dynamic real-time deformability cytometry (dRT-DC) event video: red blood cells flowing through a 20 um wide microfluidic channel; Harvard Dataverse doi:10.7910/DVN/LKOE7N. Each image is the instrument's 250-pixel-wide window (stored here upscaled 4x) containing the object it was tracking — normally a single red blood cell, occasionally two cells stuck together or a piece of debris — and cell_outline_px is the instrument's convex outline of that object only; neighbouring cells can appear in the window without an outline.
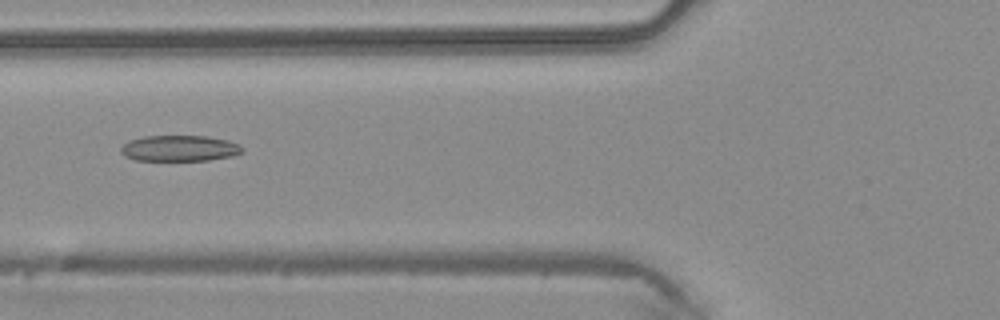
{"species": "common noctule bat (a hibernating species)", "species_latin": "Nyctalus noctula", "temperature_condition": "warm", "stored_images_in_passage": 30, "camera_frame_rate_fps": 3000, "um_per_image_px": 0.085, "animal": {"sex": "male", "body_mass_g": 20.4}, "frame": {"image": 1, "passage_image": 4, "time_ms": 1.0, "image_size_px": [1000, 320], "cell_outline_px": [[244, 152], [232, 156], [208, 160], [136, 160], [124, 156], [120, 152], [120, 148], [128, 140], [144, 136], [208, 136], [228, 140], [240, 144], [244, 148]], "centroid_in_image_um": [15.28, 12.6], "position_along_channel_um": 110.5, "area_um2": 18.5}}
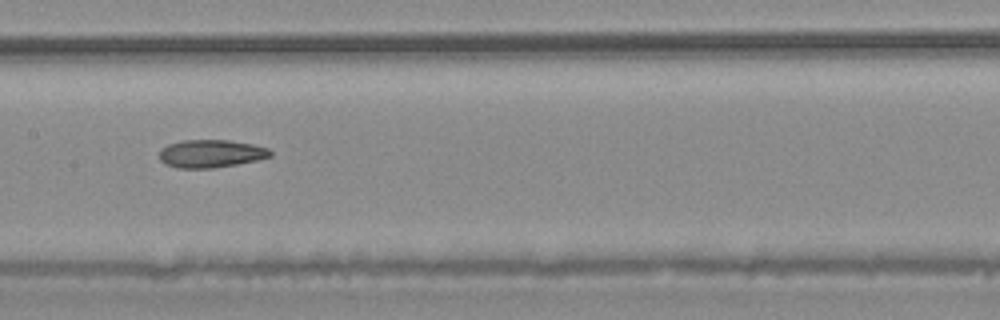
{"frame": {"image": 2, "passage_image": 9, "time_ms": 2.667, "image_size_px": [1000, 320], "cell_outline_px": [[272, 156], [256, 160], [236, 164], [212, 168], [176, 168], [164, 164], [160, 160], [160, 148], [168, 144], [180, 140], [228, 140], [252, 144], [268, 148], [272, 152]], "centroid_in_image_um": [17.89, 13.05], "position_along_channel_um": 189.5, "area_um2": 18.09}}
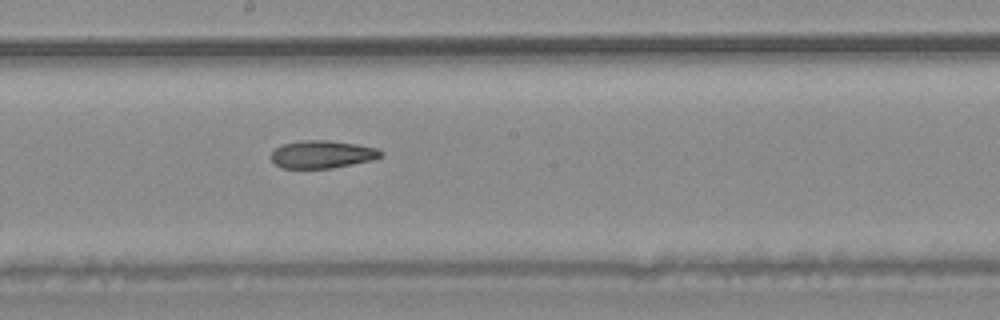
{"frame": {"image": 3, "passage_image": 11, "time_ms": 3.333, "image_size_px": [1000, 320], "cell_outline_px": [[384, 156], [372, 160], [332, 168], [280, 168], [272, 160], [272, 152], [276, 148], [284, 144], [300, 140], [328, 140], [356, 144], [376, 148], [384, 152]], "centroid_in_image_um": [27.41, 13.12], "position_along_channel_um": 220.8, "area_um2": 17.69}}